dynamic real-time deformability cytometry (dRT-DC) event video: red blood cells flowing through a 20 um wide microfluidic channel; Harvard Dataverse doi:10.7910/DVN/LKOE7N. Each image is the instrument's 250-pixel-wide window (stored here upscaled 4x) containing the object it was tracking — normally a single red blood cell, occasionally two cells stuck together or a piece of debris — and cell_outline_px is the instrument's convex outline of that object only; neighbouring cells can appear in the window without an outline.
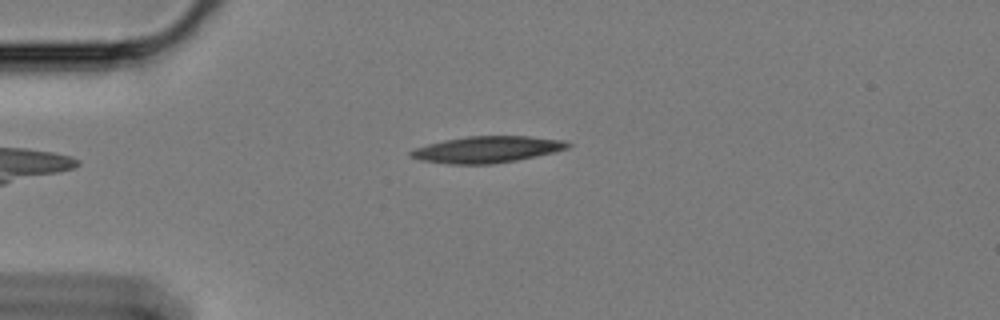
{"species": "Egyptian fruit bat (a non-hibernating species)", "species_latin": "Rousettus aegyptiacus", "temperature_condition": "cold", "stored_images_in_passage": 46, "camera_frame_rate_fps": 3000, "um_per_image_px": 0.085, "animal": {"sex": "female"}, "frame": {"image": 1, "passage_image": 1, "time_ms": 0.0, "image_size_px": [1000, 320], "cell_outline_px": [[572, 144], [568, 148], [536, 156], [516, 160], [492, 164], [448, 164], [420, 160], [408, 156], [408, 152], [416, 148], [428, 144], [444, 140], [468, 136], [528, 136], [564, 140]], "centroid_in_image_um": [41.37, 12.7], "position_along_channel_um": 43.6, "area_um2": 24.16}}
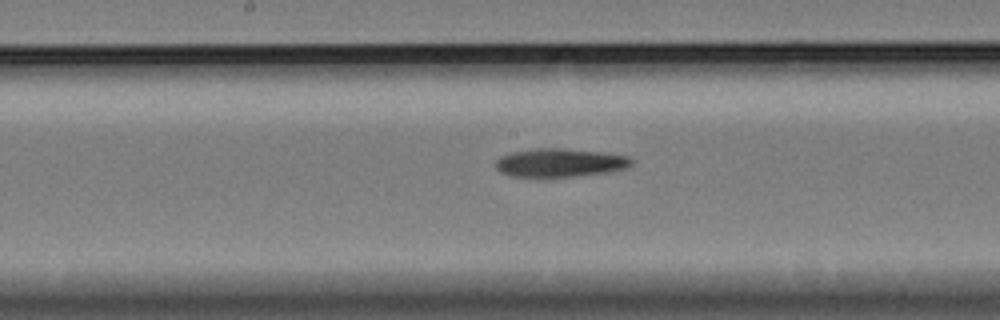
{"frame": {"image": 2, "passage_image": 17, "time_ms": 5.333, "image_size_px": [1000, 320], "cell_outline_px": [[636, 160], [632, 164], [624, 168], [612, 172], [576, 176], [508, 176], [500, 172], [496, 168], [496, 160], [500, 156], [512, 152], [528, 148], [568, 148], [632, 156]], "centroid_in_image_um": [47.63, 13.81], "position_along_channel_um": 200.6, "area_um2": 22.83}}
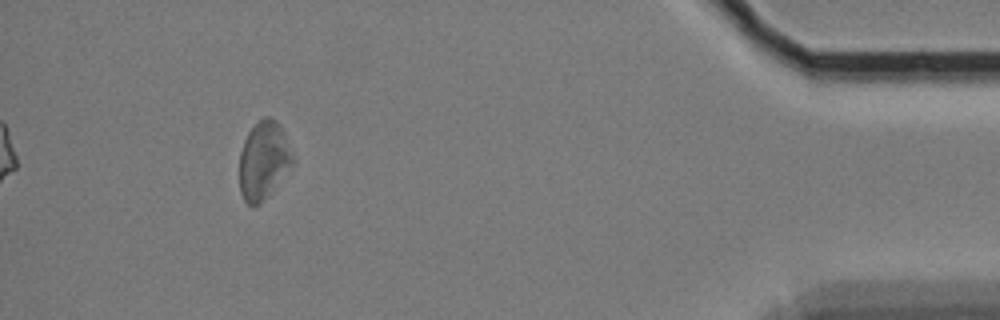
{"frame": {"image": 3, "passage_image": 41, "time_ms": 13.333, "image_size_px": [1000, 320], "cell_outline_px": [[296, 164], [260, 204], [248, 204], [244, 200], [240, 192], [240, 152], [244, 140], [248, 132], [264, 116], [268, 116], [276, 120], [284, 132], [296, 160]], "centroid_in_image_um": [22.45, 13.63], "position_along_channel_um": 412.7, "area_um2": 24.45}}